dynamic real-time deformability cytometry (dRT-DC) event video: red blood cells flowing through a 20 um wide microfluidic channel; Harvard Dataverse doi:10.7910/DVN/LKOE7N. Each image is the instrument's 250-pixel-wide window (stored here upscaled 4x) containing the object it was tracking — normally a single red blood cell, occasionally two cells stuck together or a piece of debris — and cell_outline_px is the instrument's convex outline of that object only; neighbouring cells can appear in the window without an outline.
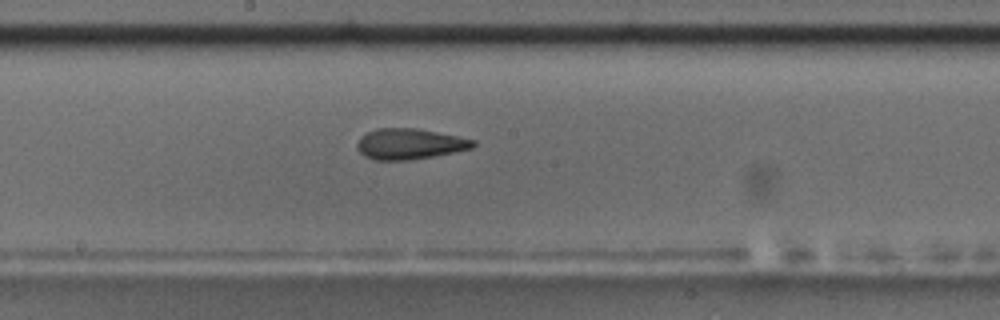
{"species": "common noctule bat (a hibernating species)", "species_latin": "Nyctalus noctula", "temperature_condition": "room temperature", "stored_images_in_passage": 46, "camera_frame_rate_fps": 3000, "um_per_image_px": 0.085, "animal": {"sex": "male", "body_mass_g": 17.5, "forearm_length_mm": 52.3}, "frame": {"image": 1, "passage_image": 20, "time_ms": 6.333, "image_size_px": [1000, 320], "cell_outline_px": [[476, 144], [472, 148], [432, 156], [408, 160], [372, 160], [364, 156], [356, 148], [356, 144], [360, 136], [376, 128], [416, 128], [476, 140]], "centroid_in_image_um": [34.76, 12.23], "position_along_channel_um": 213.4, "area_um2": 20.69}, "authors_computed_cell_mechanics": {"area_um2": 20.6346, "velocity_mm_per_s": 3.638, "shape_relaxation_time_tau1_ms": 5.3727, "shape_relaxation_time_tau2_ms": 1.6958, "deformation_change_tau1": 0.1883, "deformation_change_tau2": 0.1123}}